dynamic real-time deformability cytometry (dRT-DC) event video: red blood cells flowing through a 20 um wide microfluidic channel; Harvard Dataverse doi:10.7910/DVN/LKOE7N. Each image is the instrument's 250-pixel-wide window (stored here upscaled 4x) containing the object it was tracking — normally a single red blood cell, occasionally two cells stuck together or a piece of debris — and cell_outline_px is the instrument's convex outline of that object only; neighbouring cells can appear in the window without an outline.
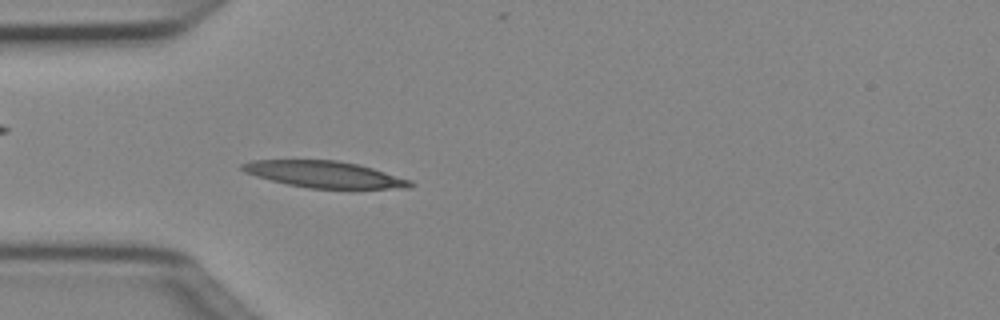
{"species": "Egyptian fruit bat (a non-hibernating species)", "species_latin": "Rousettus aegyptiacus", "temperature_condition": "cold", "stored_images_in_passage": 42, "camera_frame_rate_fps": 3000, "um_per_image_px": 0.085, "animal": {"sex": "female"}, "frame": {"image": 1, "passage_image": 6, "time_ms": 1.667, "image_size_px": [1000, 320], "cell_outline_px": [[416, 184], [412, 188], [308, 188], [288, 184], [256, 176], [244, 172], [240, 168], [240, 164], [252, 160], [336, 160], [356, 164], [372, 168], [412, 180]], "centroid_in_image_um": [27.59, 14.82], "position_along_channel_um": 57.4, "area_um2": 25.84}}
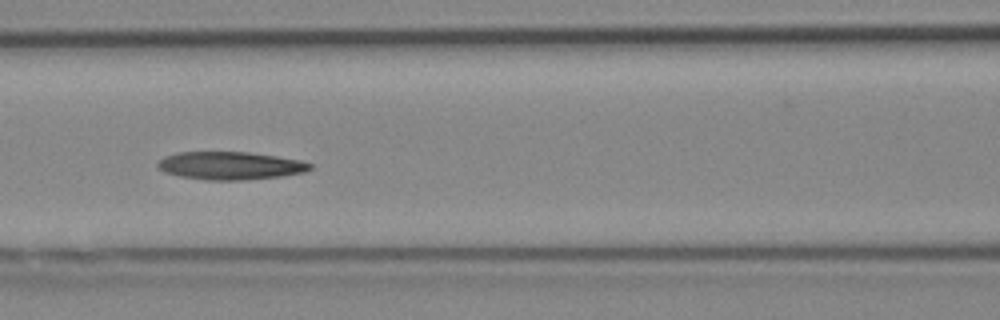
{"frame": {"image": 2, "passage_image": 13, "time_ms": 4.0, "image_size_px": [1000, 320], "cell_outline_px": [[312, 168], [304, 172], [280, 176], [240, 180], [208, 180], [180, 176], [164, 172], [156, 164], [164, 156], [176, 152], [248, 152], [276, 156], [300, 160], [312, 164]], "centroid_in_image_um": [19.55, 14.07], "position_along_channel_um": 147.0, "area_um2": 24.62}}
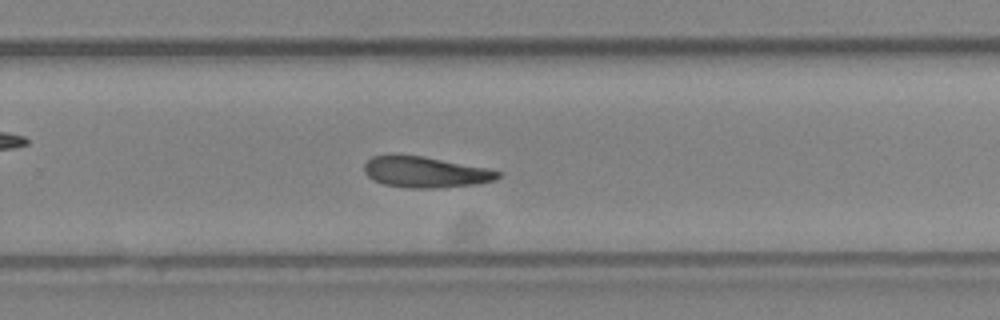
{"frame": {"image": 3, "passage_image": 24, "time_ms": 7.667, "image_size_px": [1000, 320], "cell_outline_px": [[500, 176], [496, 180], [476, 184], [436, 188], [408, 188], [384, 184], [372, 180], [364, 172], [364, 164], [372, 156], [424, 156], [484, 168], [500, 172]], "centroid_in_image_um": [36.13, 14.65], "position_along_channel_um": 293.7, "area_um2": 23.7}}